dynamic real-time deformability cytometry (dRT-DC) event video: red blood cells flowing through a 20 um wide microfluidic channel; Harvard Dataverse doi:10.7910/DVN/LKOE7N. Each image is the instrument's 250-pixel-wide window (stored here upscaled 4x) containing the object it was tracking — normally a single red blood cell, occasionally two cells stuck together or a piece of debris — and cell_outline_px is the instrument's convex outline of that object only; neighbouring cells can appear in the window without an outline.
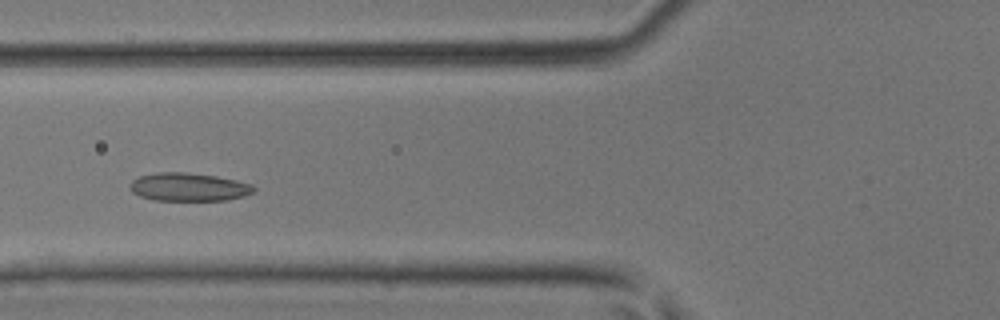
{"species": "common noctule bat (a hibernating species)", "species_latin": "Nyctalus noctula", "temperature_condition": "room temperature", "stored_images_in_passage": 42, "camera_frame_rate_fps": 3000, "um_per_image_px": 0.085, "animal": {"sex": "male", "body_mass_g": 17.9, "forearm_length_mm": 54.2}, "frame": {"image": 1, "passage_image": 14, "time_ms": 4.333, "image_size_px": [1000, 320], "cell_outline_px": [[256, 192], [244, 196], [228, 200], [152, 200], [140, 196], [132, 192], [128, 188], [128, 184], [132, 180], [140, 176], [156, 172], [184, 172], [216, 176], [236, 180], [252, 184], [256, 188]], "centroid_in_image_um": [16.03, 15.9], "position_along_channel_um": 109.8, "area_um2": 20.58}}
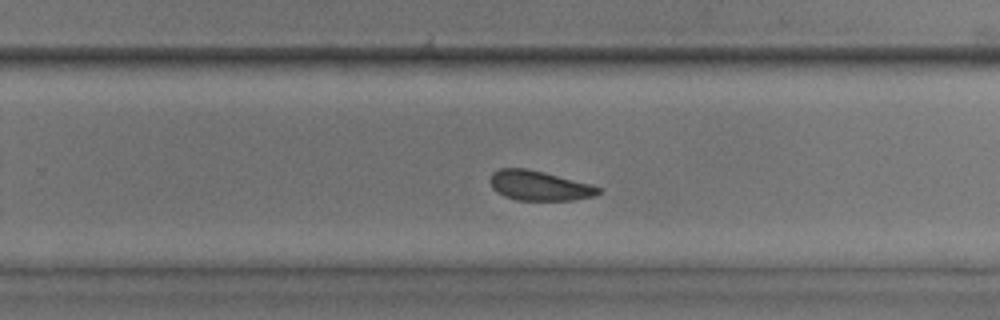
{"frame": {"image": 2, "passage_image": 26, "time_ms": 8.333, "image_size_px": [1000, 320], "cell_outline_px": [[600, 192], [596, 196], [572, 200], [516, 200], [504, 196], [492, 188], [492, 172], [500, 168], [528, 168], [544, 172], [588, 184], [600, 188]], "centroid_in_image_um": [45.82, 15.78], "position_along_channel_um": 284.0, "area_um2": 18.5}}
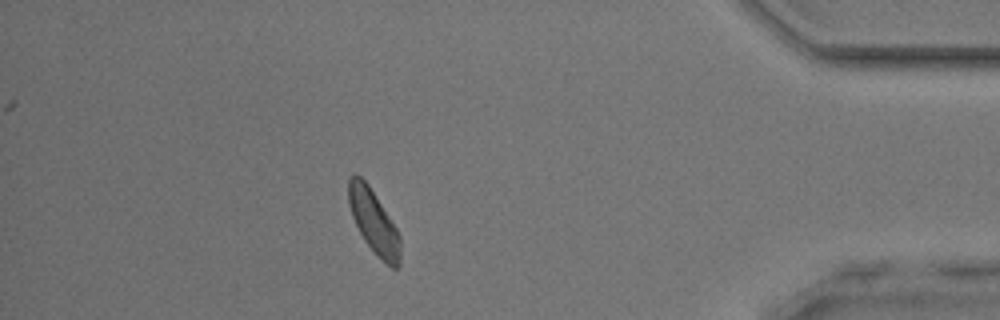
{"frame": {"image": 3, "passage_image": 37, "time_ms": 12.0, "image_size_px": [1000, 320], "cell_outline_px": [[400, 264], [396, 268], [392, 268], [364, 240], [352, 216], [348, 204], [348, 180], [352, 172], [356, 172], [368, 184], [396, 228], [400, 236]], "centroid_in_image_um": [31.74, 18.78], "position_along_channel_um": 403.5, "area_um2": 18.79}}